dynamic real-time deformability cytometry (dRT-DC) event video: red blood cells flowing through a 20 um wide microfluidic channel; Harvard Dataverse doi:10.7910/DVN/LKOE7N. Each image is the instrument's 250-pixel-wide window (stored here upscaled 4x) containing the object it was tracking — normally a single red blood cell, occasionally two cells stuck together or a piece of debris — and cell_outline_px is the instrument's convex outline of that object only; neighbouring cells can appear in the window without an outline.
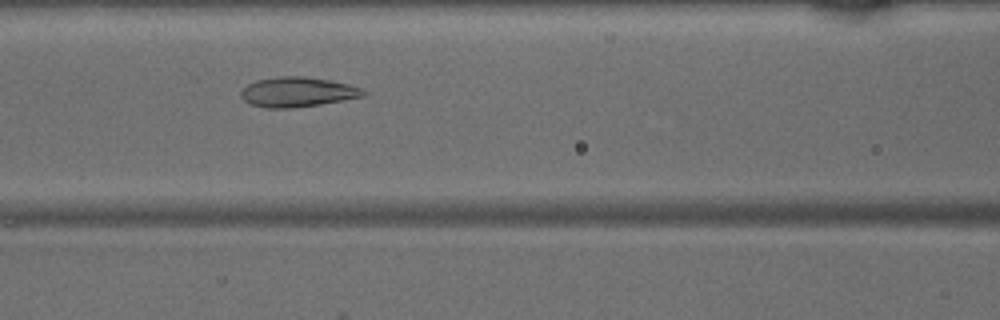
{"species": "common noctule bat (a hibernating species)", "species_latin": "Nyctalus noctula", "temperature_condition": "warm", "stored_images_in_passage": 46, "camera_frame_rate_fps": 3000, "um_per_image_px": 0.085, "animal": {"sex": "male", "body_mass_g": 15.6}, "frame": {"image": 1, "passage_image": 17, "time_ms": 5.333, "image_size_px": [1000, 320], "cell_outline_px": [[368, 92], [364, 96], [320, 104], [292, 108], [264, 108], [248, 104], [240, 96], [240, 92], [248, 84], [256, 80], [280, 76], [304, 76], [328, 80], [348, 84], [360, 88]], "centroid_in_image_um": [25.25, 7.83], "position_along_channel_um": 141.4, "area_um2": 21.27}}
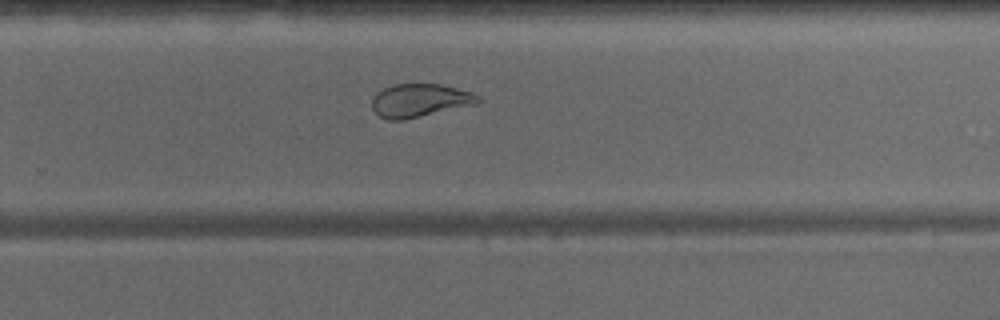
{"frame": {"image": 2, "passage_image": 28, "time_ms": 9.0, "image_size_px": [1000, 320], "cell_outline_px": [[484, 100], [476, 104], [404, 120], [388, 120], [380, 116], [372, 108], [372, 100], [376, 92], [392, 84], [440, 84], [472, 92], [480, 96]], "centroid_in_image_um": [35.7, 8.53], "position_along_channel_um": 294.1, "area_um2": 20.63}}
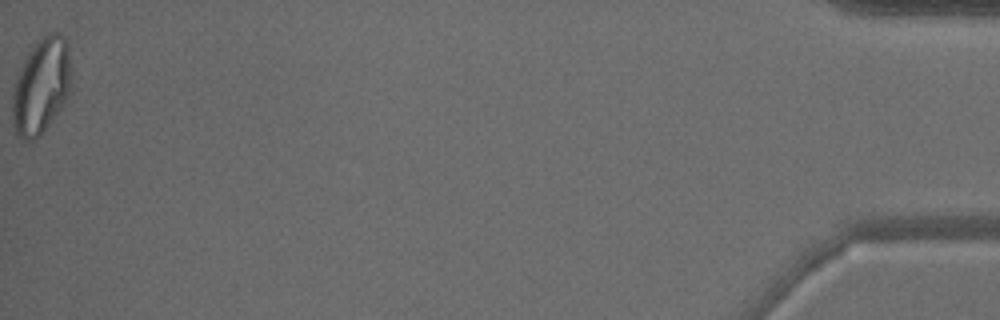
{"frame": {"image": 3, "passage_image": 45, "time_ms": 14.667, "image_size_px": [1000, 320], "cell_outline_px": [[72, 88], [68, 96], [52, 120], [40, 136], [28, 144], [20, 140], [16, 132], [12, 120], [12, 92], [16, 76], [28, 52], [36, 40], [48, 32], [60, 32], [64, 36], [68, 44], [72, 76]], "centroid_in_image_um": [3.51, 7.31], "position_along_channel_um": 431.7, "area_um2": 33.76}}